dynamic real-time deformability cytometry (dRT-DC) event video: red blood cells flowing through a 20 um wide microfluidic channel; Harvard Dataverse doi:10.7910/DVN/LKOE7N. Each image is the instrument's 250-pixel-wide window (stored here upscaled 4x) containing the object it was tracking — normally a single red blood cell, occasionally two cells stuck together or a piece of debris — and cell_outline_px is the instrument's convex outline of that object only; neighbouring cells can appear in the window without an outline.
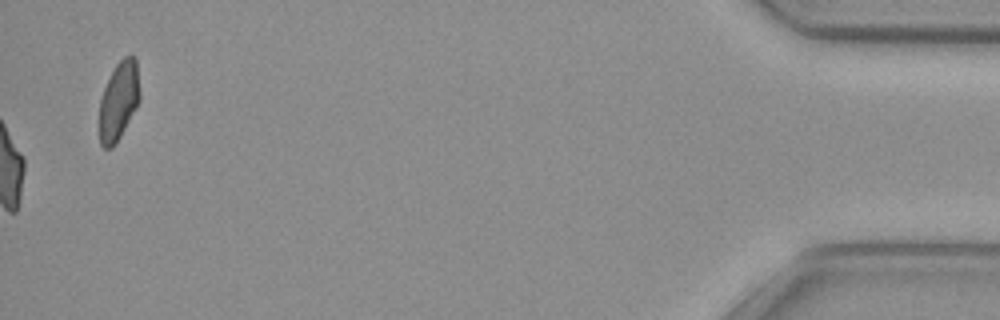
{"species": "common noctule bat (a hibernating species)", "species_latin": "Nyctalus noctula", "temperature_condition": "cold", "stored_images_in_passage": 56, "camera_frame_rate_fps": 3000, "um_per_image_px": 0.085, "animal": {"sex": "female", "body_mass_g": 29.2, "forearm_length_mm": 56.3}, "frame": {"image": 1, "passage_image": 56, "time_ms": 18.333, "image_size_px": [1000, 320], "cell_outline_px": [[140, 100], [116, 144], [112, 148], [104, 148], [100, 144], [100, 100], [104, 88], [116, 64], [124, 56], [136, 56], [140, 92]], "centroid_in_image_um": [10.11, 8.57], "position_along_channel_um": 425.1, "area_um2": 18.38}, "authors_computed_cell_mechanics": {"area_um2": 21.1548, "velocity_mm_per_s": 3.733, "shape_relaxation_time_tau1_ms": null, "shape_relaxation_time_tau2_ms": 2.0905, "deformation_change_tau1": null, "deformation_change_tau2": 0.081}}